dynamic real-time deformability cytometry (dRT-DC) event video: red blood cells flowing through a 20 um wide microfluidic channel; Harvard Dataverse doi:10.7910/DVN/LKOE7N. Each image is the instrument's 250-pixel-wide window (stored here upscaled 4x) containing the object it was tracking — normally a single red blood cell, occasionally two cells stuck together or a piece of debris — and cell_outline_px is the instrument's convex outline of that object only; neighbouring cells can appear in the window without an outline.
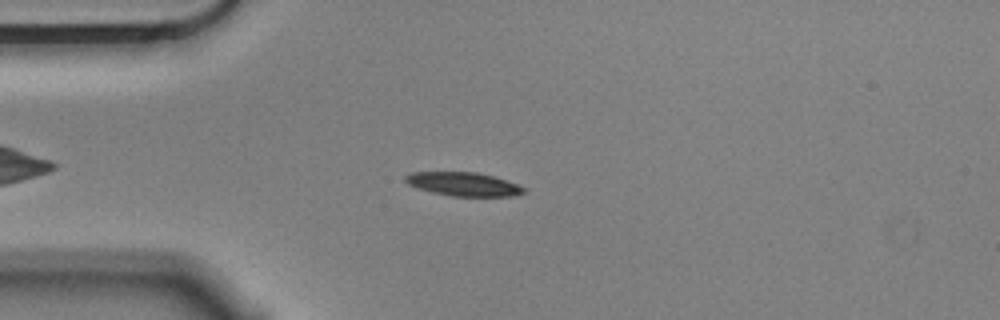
{"species": "Egyptian fruit bat (a non-hibernating species)", "species_latin": "Rousettus aegyptiacus", "temperature_condition": "cold", "stored_images_in_passage": 52, "camera_frame_rate_fps": 3000, "um_per_image_px": 0.085, "animal": {"sex": "male"}, "frame": {"image": 1, "passage_image": 10, "time_ms": 3.0, "image_size_px": [1000, 320], "cell_outline_px": [[528, 192], [512, 196], [452, 196], [432, 192], [408, 184], [404, 180], [404, 176], [412, 172], [476, 172], [492, 176], [516, 184], [524, 188]], "centroid_in_image_um": [39.38, 15.65], "position_along_channel_um": 45.6, "area_um2": 16.13}}
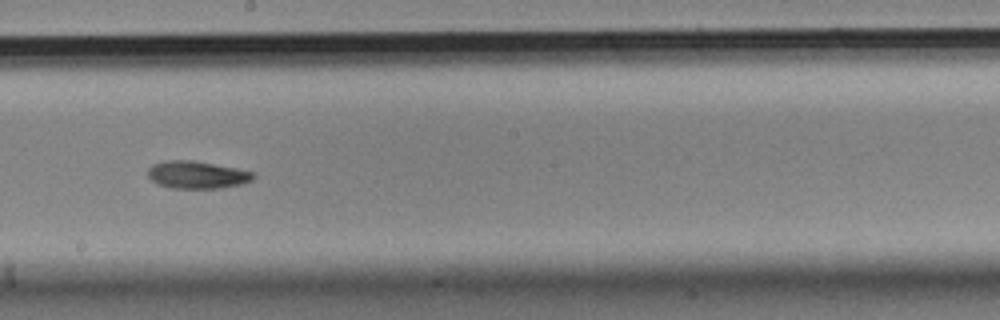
{"frame": {"image": 2, "passage_image": 27, "time_ms": 8.667, "image_size_px": [1000, 320], "cell_outline_px": [[256, 176], [252, 180], [240, 184], [220, 188], [172, 188], [156, 184], [148, 176], [148, 168], [152, 164], [164, 160], [192, 160], [236, 168], [256, 172]], "centroid_in_image_um": [16.74, 14.85], "position_along_channel_um": 231.5, "area_um2": 16.99}}
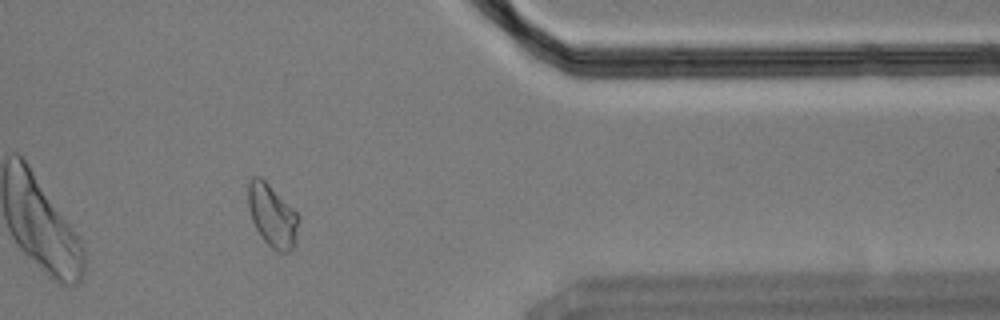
{"frame": {"image": 3, "passage_image": 42, "time_ms": 13.667, "image_size_px": [1000, 320], "cell_outline_px": [[300, 220], [296, 240], [292, 248], [288, 252], [276, 252], [264, 240], [256, 228], [252, 220], [248, 208], [248, 184], [252, 176], [260, 176], [300, 216]], "centroid_in_image_um": [23.15, 18.34], "position_along_channel_um": 388.3, "area_um2": 18.26}, "authors_computed_cell_mechanics": {"area_um2": 17.051, "velocity_mm_per_s": 3.5351, "shape_relaxation_time_tau1_ms": 7.1327, "shape_relaxation_time_tau2_ms": null, "deformation_change_tau1": 0.1415, "deformation_change_tau2": null}}